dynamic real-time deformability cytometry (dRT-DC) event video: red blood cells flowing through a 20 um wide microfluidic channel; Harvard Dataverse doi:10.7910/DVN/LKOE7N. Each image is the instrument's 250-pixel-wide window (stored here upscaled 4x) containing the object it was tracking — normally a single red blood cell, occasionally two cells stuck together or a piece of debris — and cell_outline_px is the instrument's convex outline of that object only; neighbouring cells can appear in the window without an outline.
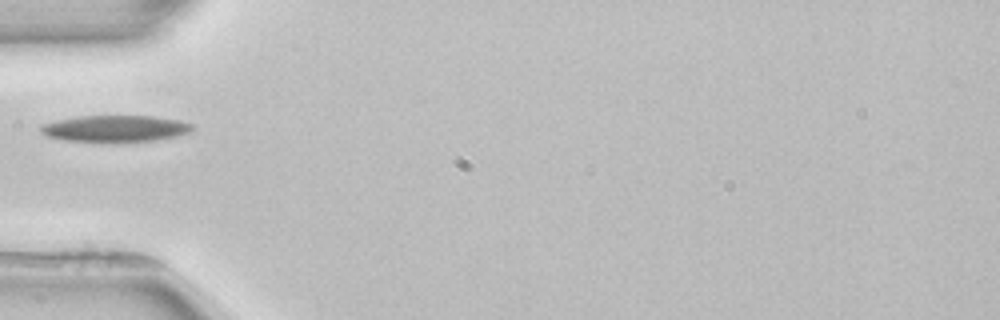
{"species": "common noctule bat (a hibernating species)", "species_latin": "Nyctalus noctula", "temperature_condition": "room temperature", "stored_images_in_passage": 4, "camera_frame_rate_fps": 3000, "um_per_image_px": 0.085, "animal": {"sex": "female", "body_mass_g": 22.7, "forearm_length_mm": 54.2}, "frame": {"image": 1, "passage_image": 4, "time_ms": 4.667, "image_size_px": [1000, 320], "cell_outline_px": [[196, 128], [192, 132], [176, 136], [156, 140], [64, 140], [48, 136], [40, 132], [40, 124], [80, 116], [152, 116], [180, 120], [196, 124]], "centroid_in_image_um": [9.89, 10.9], "position_along_channel_um": 75.1, "area_um2": 22.95}}